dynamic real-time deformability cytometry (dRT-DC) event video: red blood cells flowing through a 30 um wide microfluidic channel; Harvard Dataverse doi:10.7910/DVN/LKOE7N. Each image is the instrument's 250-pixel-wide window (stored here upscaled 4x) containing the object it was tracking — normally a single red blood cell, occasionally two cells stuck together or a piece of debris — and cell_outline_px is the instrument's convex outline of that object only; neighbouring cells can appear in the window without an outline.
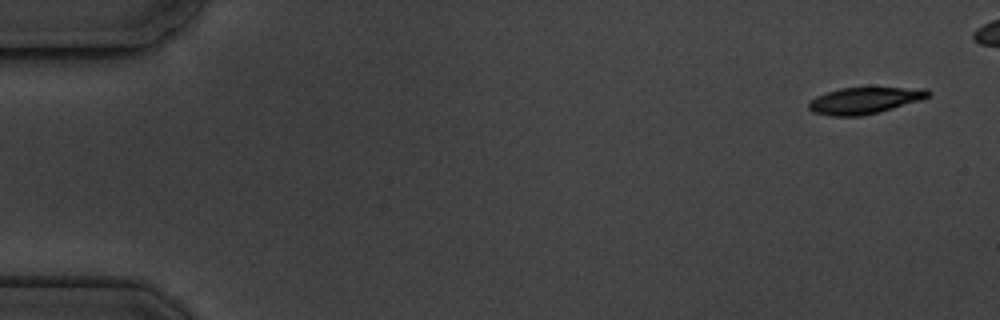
{"species": "common noctule bat (a hibernating species)", "species_latin": "Nyctalus noctula", "temperature_condition": "cold", "stored_images_in_passage": 9, "camera_frame_rate_fps": 3000, "um_per_image_px": 0.085, "animal": {"sex": "male", "body_mass_g": 19.5, "forearm_length_mm": 54.6}, "frame": {"image": 1, "passage_image": 1, "time_ms": 0.0, "image_size_px": [1000, 320], "cell_outline_px": [[932, 92], [928, 96], [920, 100], [892, 108], [860, 116], [832, 116], [812, 112], [808, 108], [808, 104], [816, 96], [840, 88], [928, 88]], "centroid_in_image_um": [73.47, 8.54], "position_along_channel_um": 11.5, "area_um2": 18.15}}
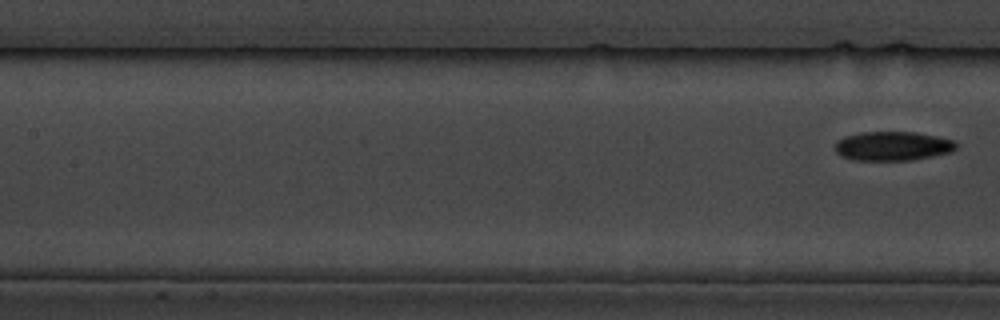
{"frame": {"image": 2, "passage_image": 9, "time_ms": 9.667, "image_size_px": [1000, 320], "cell_outline_px": [[956, 148], [952, 152], [912, 160], [856, 160], [840, 156], [836, 152], [836, 140], [844, 136], [860, 132], [916, 132], [956, 140]], "centroid_in_image_um": [75.88, 12.41], "position_along_channel_um": 131.5, "area_um2": 20.69}}